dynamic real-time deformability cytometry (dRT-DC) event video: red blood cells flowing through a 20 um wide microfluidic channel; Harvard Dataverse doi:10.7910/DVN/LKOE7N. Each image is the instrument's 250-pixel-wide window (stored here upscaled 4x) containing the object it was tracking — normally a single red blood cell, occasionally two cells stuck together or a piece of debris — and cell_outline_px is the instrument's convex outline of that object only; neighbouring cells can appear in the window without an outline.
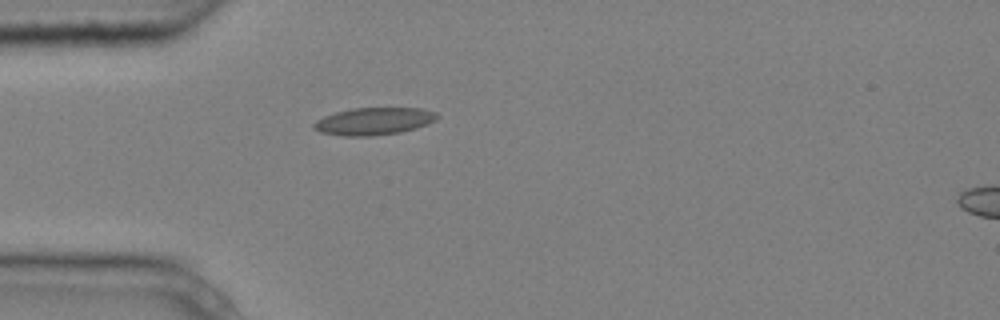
{"species": "common noctule bat (a hibernating species)", "species_latin": "Nyctalus noctula", "temperature_condition": "cold", "stored_images_in_passage": 4, "segment_of_instrument_passage": [1, 2], "camera_frame_rate_fps": 3000, "um_per_image_px": 0.085, "animal": {"sex": "male", "body_mass_g": 20.4}, "frame": {"image": 1, "passage_image": 3, "time_ms": 0.667, "image_size_px": [1000, 320], "cell_outline_px": [[440, 116], [436, 120], [428, 124], [416, 128], [400, 132], [372, 136], [344, 136], [320, 132], [312, 128], [312, 124], [316, 120], [324, 116], [336, 112], [352, 108], [424, 108], [436, 112]], "centroid_in_image_um": [31.79, 10.3], "position_along_channel_um": 53.2, "area_um2": 19.83}}